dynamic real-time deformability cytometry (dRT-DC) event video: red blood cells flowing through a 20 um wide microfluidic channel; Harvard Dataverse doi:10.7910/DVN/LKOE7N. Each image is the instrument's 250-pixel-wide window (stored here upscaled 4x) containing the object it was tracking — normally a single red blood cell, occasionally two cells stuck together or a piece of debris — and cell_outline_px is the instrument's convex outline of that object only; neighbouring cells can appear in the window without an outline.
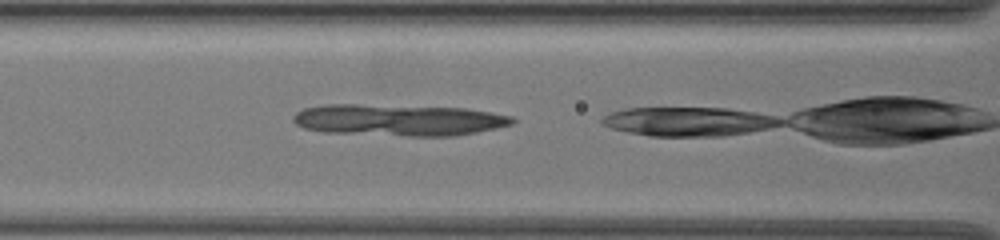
{"species": "common noctule bat (a hibernating species)", "species_latin": "Nyctalus noctula", "temperature_condition": "warm", "stored_images_in_passage": 11, "camera_frame_rate_fps": 3000, "um_per_image_px": 0.085, "animal": {"sex": "female", "body_mass_g": 19.5, "forearm_length_mm": 54.1}, "frame": {"image": 1, "passage_image": 4, "time_ms": 1.0, "image_size_px": [1000, 240], "cell_outline_px": [[516, 120], [512, 124], [496, 128], [456, 136], [408, 136], [324, 132], [304, 128], [296, 124], [292, 120], [292, 116], [296, 112], [304, 108], [324, 104], [360, 104], [464, 108], [512, 116]], "centroid_in_image_um": [33.84, 10.2], "position_along_channel_um": 132.8, "area_um2": 40.4}}